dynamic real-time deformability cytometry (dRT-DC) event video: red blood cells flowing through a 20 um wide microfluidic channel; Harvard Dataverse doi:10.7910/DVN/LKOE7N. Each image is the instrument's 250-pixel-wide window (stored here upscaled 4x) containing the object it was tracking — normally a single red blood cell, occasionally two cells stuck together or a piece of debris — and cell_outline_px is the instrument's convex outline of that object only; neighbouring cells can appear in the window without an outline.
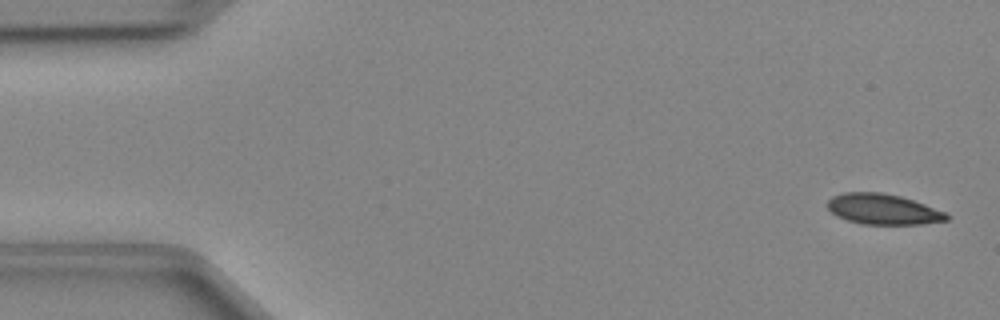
{"species": "Egyptian fruit bat (a non-hibernating species)", "species_latin": "Rousettus aegyptiacus", "temperature_condition": "cold", "stored_images_in_passage": 48, "camera_frame_rate_fps": 3000, "um_per_image_px": 0.085, "animal": {"sex": "female"}, "frame": {"image": 1, "passage_image": 2, "time_ms": 0.333, "image_size_px": [1000, 320], "cell_outline_px": [[948, 220], [920, 224], [864, 224], [848, 220], [836, 216], [828, 208], [828, 200], [832, 196], [844, 192], [880, 192], [900, 196], [924, 204], [944, 212], [948, 216]], "centroid_in_image_um": [75.02, 17.78], "position_along_channel_um": 10.0, "area_um2": 20.92}}
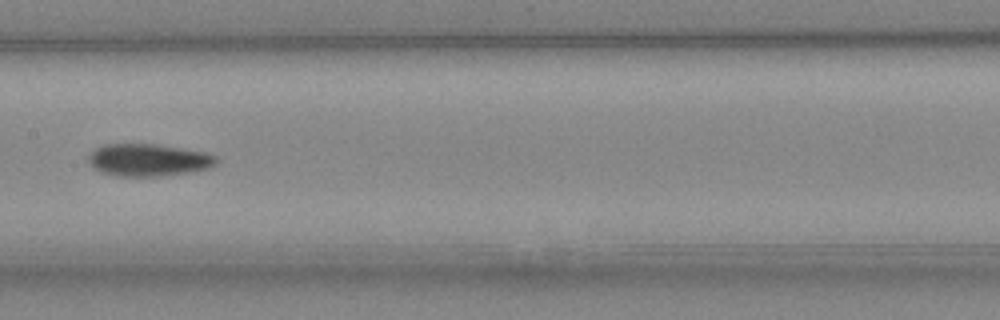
{"frame": {"image": 2, "passage_image": 24, "time_ms": 7.667, "image_size_px": [1000, 320], "cell_outline_px": [[216, 164], [208, 168], [188, 172], [164, 176], [116, 176], [100, 172], [92, 168], [88, 164], [88, 156], [96, 148], [104, 144], [156, 144], [208, 152], [216, 156]], "centroid_in_image_um": [12.58, 13.6], "position_along_channel_um": 194.8, "area_um2": 24.28}}
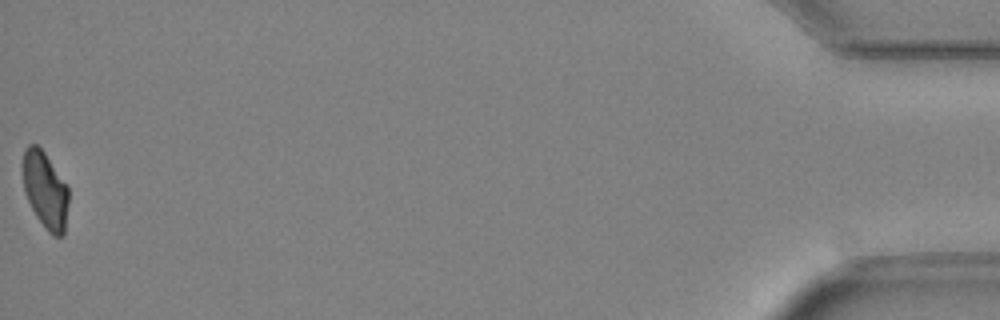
{"frame": {"image": 3, "passage_image": 48, "time_ms": 15.667, "image_size_px": [1000, 320], "cell_outline_px": [[68, 204], [64, 236], [52, 236], [48, 232], [36, 216], [24, 192], [24, 148], [28, 144], [36, 144], [44, 152], [68, 188]], "centroid_in_image_um": [3.85, 16.2], "position_along_channel_um": 431.3, "area_um2": 20.11}}